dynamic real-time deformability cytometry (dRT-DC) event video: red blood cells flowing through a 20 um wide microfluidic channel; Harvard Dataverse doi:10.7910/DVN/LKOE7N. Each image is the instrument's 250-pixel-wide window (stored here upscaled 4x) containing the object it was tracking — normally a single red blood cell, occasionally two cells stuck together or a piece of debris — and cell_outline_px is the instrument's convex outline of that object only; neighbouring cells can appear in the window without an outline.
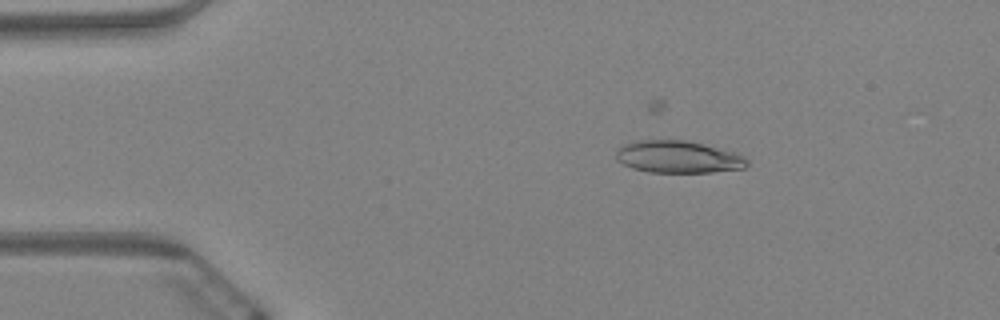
{"species": "Egyptian fruit bat (a non-hibernating species)", "species_latin": "Rousettus aegyptiacus", "temperature_condition": "warm", "stored_images_in_passage": 59, "camera_frame_rate_fps": 3000, "um_per_image_px": 0.085, "animal": {"sex": "female"}, "frame": {"image": 1, "passage_image": 9, "time_ms": 2.667, "image_size_px": [1000, 320], "cell_outline_px": [[748, 164], [744, 168], [712, 172], [648, 172], [632, 168], [616, 160], [616, 152], [624, 144], [636, 140], [688, 140], [736, 152], [744, 156], [748, 160]], "centroid_in_image_um": [57.66, 13.33], "position_along_channel_um": 27.3, "area_um2": 24.68}}
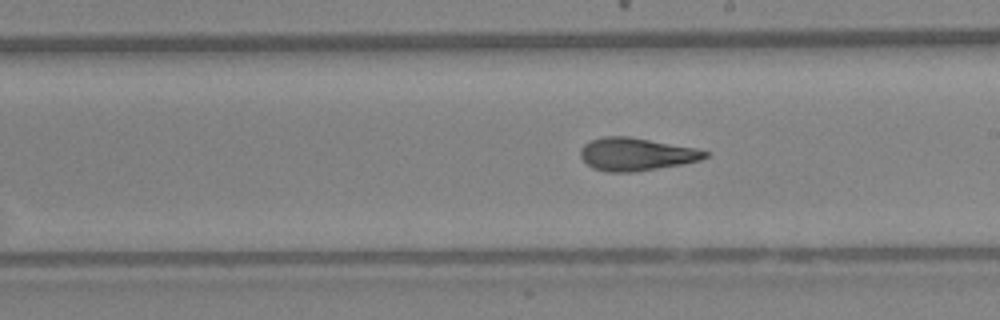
{"frame": {"image": 2, "passage_image": 33, "time_ms": 10.667, "image_size_px": [1000, 320], "cell_outline_px": [[708, 156], [700, 160], [680, 164], [632, 172], [608, 172], [592, 168], [580, 156], [580, 148], [584, 144], [592, 140], [604, 136], [628, 136], [696, 148], [708, 152]], "centroid_in_image_um": [54.04, 13.1], "position_along_channel_um": 235.0, "area_um2": 23.58}}
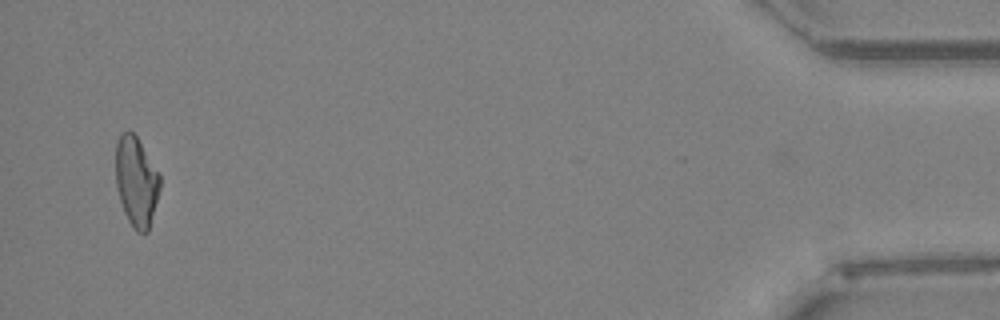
{"frame": {"image": 3, "passage_image": 57, "time_ms": 18.667, "image_size_px": [1000, 320], "cell_outline_px": [[160, 188], [148, 232], [136, 232], [128, 220], [124, 212], [120, 200], [116, 184], [116, 140], [120, 132], [132, 132], [136, 136], [160, 176]], "centroid_in_image_um": [11.57, 15.43], "position_along_channel_um": 423.6, "area_um2": 22.83}, "authors_computed_cell_mechanics": {"area_um2": 23.987, "velocity_mm_per_s": 3.4036, "shape_relaxation_time_tau1_ms": null, "shape_relaxation_time_tau2_ms": 2.8668, "deformation_change_tau1": null, "deformation_change_tau2": 0.095}}